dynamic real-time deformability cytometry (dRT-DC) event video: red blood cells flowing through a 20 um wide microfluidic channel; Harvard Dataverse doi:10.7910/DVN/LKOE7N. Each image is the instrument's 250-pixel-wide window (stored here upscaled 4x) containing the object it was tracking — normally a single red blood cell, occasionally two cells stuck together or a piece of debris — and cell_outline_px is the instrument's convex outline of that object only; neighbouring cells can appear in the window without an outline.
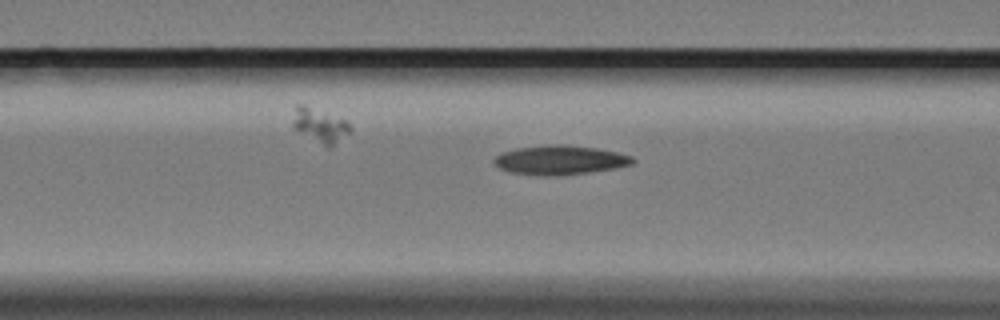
{"species": "Egyptian fruit bat (a non-hibernating species)", "species_latin": "Rousettus aegyptiacus", "temperature_condition": "cold", "stored_images_in_passage": 23, "camera_frame_rate_fps": 3000, "um_per_image_px": 0.085, "animal": {"sex": "female"}, "frame": {"image": 1, "passage_image": 21, "time_ms": 6.667, "image_size_px": [1000, 320], "cell_outline_px": [[636, 160], [632, 164], [616, 168], [588, 172], [556, 176], [552, 176], [512, 172], [500, 168], [492, 160], [500, 152], [516, 148], [548, 144], [568, 144], [596, 148], [620, 152], [632, 156]], "centroid_in_image_um": [47.63, 13.58], "position_along_channel_um": 119.0, "area_um2": 23.7}}